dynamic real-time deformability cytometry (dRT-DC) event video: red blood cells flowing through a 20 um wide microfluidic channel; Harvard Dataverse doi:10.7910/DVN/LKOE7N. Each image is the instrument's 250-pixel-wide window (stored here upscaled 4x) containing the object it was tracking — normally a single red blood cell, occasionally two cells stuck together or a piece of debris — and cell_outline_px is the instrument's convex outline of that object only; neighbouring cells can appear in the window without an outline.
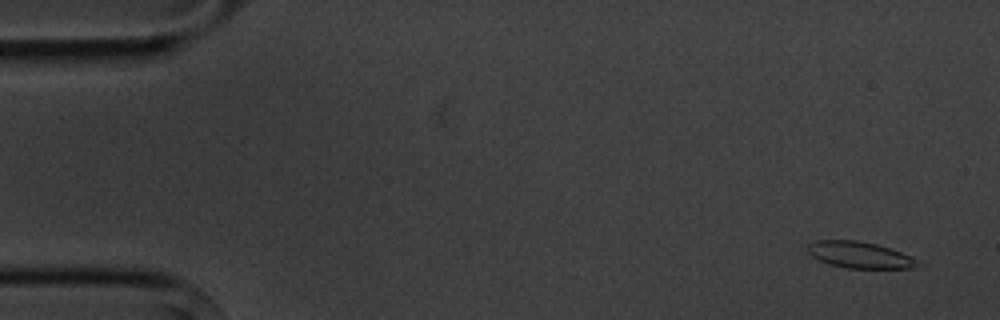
{"species": "common noctule bat (a hibernating species)", "species_latin": "Nyctalus noctula", "temperature_condition": "cold", "stored_images_in_passage": 5, "camera_frame_rate_fps": 3000, "um_per_image_px": 0.085, "animal": {"sex": "male", "body_mass_g": 20.1, "forearm_length_mm": 53.5}, "frame": {"image": 1, "passage_image": 1, "time_ms": 0.0, "image_size_px": [1000, 320], "cell_outline_px": [[924, 264], [912, 268], [848, 268], [828, 264], [812, 256], [808, 252], [808, 244], [816, 240], [856, 240], [876, 244], [912, 256]], "centroid_in_image_um": [73.1, 21.67], "position_along_channel_um": 11.9, "area_um2": 16.94}}